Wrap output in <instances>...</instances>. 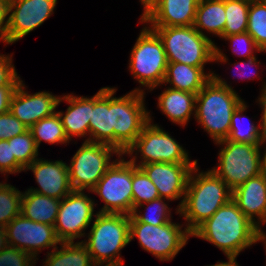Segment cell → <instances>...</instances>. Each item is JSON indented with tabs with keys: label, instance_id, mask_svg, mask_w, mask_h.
Listing matches in <instances>:
<instances>
[{
	"label": "cell",
	"instance_id": "obj_29",
	"mask_svg": "<svg viewBox=\"0 0 266 266\" xmlns=\"http://www.w3.org/2000/svg\"><path fill=\"white\" fill-rule=\"evenodd\" d=\"M29 130L31 131L38 148L43 140L50 144L69 143L57 112L49 117L41 119L30 127Z\"/></svg>",
	"mask_w": 266,
	"mask_h": 266
},
{
	"label": "cell",
	"instance_id": "obj_51",
	"mask_svg": "<svg viewBox=\"0 0 266 266\" xmlns=\"http://www.w3.org/2000/svg\"><path fill=\"white\" fill-rule=\"evenodd\" d=\"M242 1H246V2H249V3H253L255 1H261V0H242Z\"/></svg>",
	"mask_w": 266,
	"mask_h": 266
},
{
	"label": "cell",
	"instance_id": "obj_45",
	"mask_svg": "<svg viewBox=\"0 0 266 266\" xmlns=\"http://www.w3.org/2000/svg\"><path fill=\"white\" fill-rule=\"evenodd\" d=\"M227 258H228V262H220V263L217 262L215 265H211V266H239L236 261V257H227Z\"/></svg>",
	"mask_w": 266,
	"mask_h": 266
},
{
	"label": "cell",
	"instance_id": "obj_42",
	"mask_svg": "<svg viewBox=\"0 0 266 266\" xmlns=\"http://www.w3.org/2000/svg\"><path fill=\"white\" fill-rule=\"evenodd\" d=\"M11 0H0V41L8 26L9 3ZM6 20V21H5Z\"/></svg>",
	"mask_w": 266,
	"mask_h": 266
},
{
	"label": "cell",
	"instance_id": "obj_32",
	"mask_svg": "<svg viewBox=\"0 0 266 266\" xmlns=\"http://www.w3.org/2000/svg\"><path fill=\"white\" fill-rule=\"evenodd\" d=\"M132 194L133 211L138 210V206L143 203L160 198L156 186L146 173L134 164H132Z\"/></svg>",
	"mask_w": 266,
	"mask_h": 266
},
{
	"label": "cell",
	"instance_id": "obj_25",
	"mask_svg": "<svg viewBox=\"0 0 266 266\" xmlns=\"http://www.w3.org/2000/svg\"><path fill=\"white\" fill-rule=\"evenodd\" d=\"M60 203V199L27 190L22 196L21 214L29 220L54 226Z\"/></svg>",
	"mask_w": 266,
	"mask_h": 266
},
{
	"label": "cell",
	"instance_id": "obj_41",
	"mask_svg": "<svg viewBox=\"0 0 266 266\" xmlns=\"http://www.w3.org/2000/svg\"><path fill=\"white\" fill-rule=\"evenodd\" d=\"M18 86L0 87V114L10 111V101Z\"/></svg>",
	"mask_w": 266,
	"mask_h": 266
},
{
	"label": "cell",
	"instance_id": "obj_28",
	"mask_svg": "<svg viewBox=\"0 0 266 266\" xmlns=\"http://www.w3.org/2000/svg\"><path fill=\"white\" fill-rule=\"evenodd\" d=\"M247 109L245 101H243L232 115L231 125L228 140L236 143H251V144H264L265 135L263 133L261 124H253L248 121L247 127L243 128L240 124L243 112ZM244 119V118H243ZM242 123V122H241ZM242 126V127H241ZM241 127V128H240Z\"/></svg>",
	"mask_w": 266,
	"mask_h": 266
},
{
	"label": "cell",
	"instance_id": "obj_18",
	"mask_svg": "<svg viewBox=\"0 0 266 266\" xmlns=\"http://www.w3.org/2000/svg\"><path fill=\"white\" fill-rule=\"evenodd\" d=\"M199 0H155L142 14L150 27L192 26Z\"/></svg>",
	"mask_w": 266,
	"mask_h": 266
},
{
	"label": "cell",
	"instance_id": "obj_23",
	"mask_svg": "<svg viewBox=\"0 0 266 266\" xmlns=\"http://www.w3.org/2000/svg\"><path fill=\"white\" fill-rule=\"evenodd\" d=\"M213 72L205 74L204 67H193L179 62H168L163 83L173 89L197 94L212 78Z\"/></svg>",
	"mask_w": 266,
	"mask_h": 266
},
{
	"label": "cell",
	"instance_id": "obj_14",
	"mask_svg": "<svg viewBox=\"0 0 266 266\" xmlns=\"http://www.w3.org/2000/svg\"><path fill=\"white\" fill-rule=\"evenodd\" d=\"M56 4L57 0H11L8 26L1 40L7 44L20 40L42 25L52 15Z\"/></svg>",
	"mask_w": 266,
	"mask_h": 266
},
{
	"label": "cell",
	"instance_id": "obj_16",
	"mask_svg": "<svg viewBox=\"0 0 266 266\" xmlns=\"http://www.w3.org/2000/svg\"><path fill=\"white\" fill-rule=\"evenodd\" d=\"M196 164L156 162L142 165L140 168L156 186L160 198H163L164 201L165 199L176 200L183 196L176 209L179 213L185 198L190 173Z\"/></svg>",
	"mask_w": 266,
	"mask_h": 266
},
{
	"label": "cell",
	"instance_id": "obj_50",
	"mask_svg": "<svg viewBox=\"0 0 266 266\" xmlns=\"http://www.w3.org/2000/svg\"><path fill=\"white\" fill-rule=\"evenodd\" d=\"M258 241L261 242L263 241L265 243V251H266V234L263 231H261Z\"/></svg>",
	"mask_w": 266,
	"mask_h": 266
},
{
	"label": "cell",
	"instance_id": "obj_24",
	"mask_svg": "<svg viewBox=\"0 0 266 266\" xmlns=\"http://www.w3.org/2000/svg\"><path fill=\"white\" fill-rule=\"evenodd\" d=\"M196 94L168 87L158 97V108L170 121L185 126L195 111Z\"/></svg>",
	"mask_w": 266,
	"mask_h": 266
},
{
	"label": "cell",
	"instance_id": "obj_6",
	"mask_svg": "<svg viewBox=\"0 0 266 266\" xmlns=\"http://www.w3.org/2000/svg\"><path fill=\"white\" fill-rule=\"evenodd\" d=\"M111 88V119L114 128V147L123 155L135 142L143 127L149 122L144 105V90L135 89L122 97H113Z\"/></svg>",
	"mask_w": 266,
	"mask_h": 266
},
{
	"label": "cell",
	"instance_id": "obj_39",
	"mask_svg": "<svg viewBox=\"0 0 266 266\" xmlns=\"http://www.w3.org/2000/svg\"><path fill=\"white\" fill-rule=\"evenodd\" d=\"M23 170L25 171V168L12 155L11 144L8 140H0V172L15 174Z\"/></svg>",
	"mask_w": 266,
	"mask_h": 266
},
{
	"label": "cell",
	"instance_id": "obj_33",
	"mask_svg": "<svg viewBox=\"0 0 266 266\" xmlns=\"http://www.w3.org/2000/svg\"><path fill=\"white\" fill-rule=\"evenodd\" d=\"M247 32L261 51L266 52V2L264 0L250 3Z\"/></svg>",
	"mask_w": 266,
	"mask_h": 266
},
{
	"label": "cell",
	"instance_id": "obj_5",
	"mask_svg": "<svg viewBox=\"0 0 266 266\" xmlns=\"http://www.w3.org/2000/svg\"><path fill=\"white\" fill-rule=\"evenodd\" d=\"M88 240L82 241L94 263L121 261L120 250L130 243V215L97 212Z\"/></svg>",
	"mask_w": 266,
	"mask_h": 266
},
{
	"label": "cell",
	"instance_id": "obj_40",
	"mask_svg": "<svg viewBox=\"0 0 266 266\" xmlns=\"http://www.w3.org/2000/svg\"><path fill=\"white\" fill-rule=\"evenodd\" d=\"M21 82L14 65L12 64L11 55H0V87L1 86H18Z\"/></svg>",
	"mask_w": 266,
	"mask_h": 266
},
{
	"label": "cell",
	"instance_id": "obj_9",
	"mask_svg": "<svg viewBox=\"0 0 266 266\" xmlns=\"http://www.w3.org/2000/svg\"><path fill=\"white\" fill-rule=\"evenodd\" d=\"M182 225L172 221L163 225H152L139 222L130 215V242L137 237L142 249L161 261L172 260L186 245L191 233Z\"/></svg>",
	"mask_w": 266,
	"mask_h": 266
},
{
	"label": "cell",
	"instance_id": "obj_31",
	"mask_svg": "<svg viewBox=\"0 0 266 266\" xmlns=\"http://www.w3.org/2000/svg\"><path fill=\"white\" fill-rule=\"evenodd\" d=\"M23 193L14 186L0 183V228L7 226L12 219L21 214Z\"/></svg>",
	"mask_w": 266,
	"mask_h": 266
},
{
	"label": "cell",
	"instance_id": "obj_7",
	"mask_svg": "<svg viewBox=\"0 0 266 266\" xmlns=\"http://www.w3.org/2000/svg\"><path fill=\"white\" fill-rule=\"evenodd\" d=\"M222 145L218 167L211 169L233 191L250 178L263 173L261 144L236 143L224 139L216 142ZM225 145V146H224Z\"/></svg>",
	"mask_w": 266,
	"mask_h": 266
},
{
	"label": "cell",
	"instance_id": "obj_19",
	"mask_svg": "<svg viewBox=\"0 0 266 266\" xmlns=\"http://www.w3.org/2000/svg\"><path fill=\"white\" fill-rule=\"evenodd\" d=\"M26 170H32L40 187V189H27L29 191L60 200L73 191L70 184L68 165L62 160L50 162L37 158L25 168Z\"/></svg>",
	"mask_w": 266,
	"mask_h": 266
},
{
	"label": "cell",
	"instance_id": "obj_44",
	"mask_svg": "<svg viewBox=\"0 0 266 266\" xmlns=\"http://www.w3.org/2000/svg\"><path fill=\"white\" fill-rule=\"evenodd\" d=\"M257 61H258L257 58H256L255 56H253V57L247 58V61H246V62H248V63H246L245 61H243V62L240 61V62H239L238 64H236L235 66H236L237 68H239L238 70H242V68H243L242 65L248 67V65H249V66H253V65L256 66L257 63H258V64H261L260 62H257ZM240 72H241V71H240ZM243 73H244V74H242V77L245 76L243 79L247 78L248 76L246 77V72H245V70L243 71ZM240 74H241V73H240ZM247 74H248V73H247ZM254 75H255V74H254ZM250 76H251V75H250ZM250 76L248 77L249 80H250V78L252 77V76H251V77H250Z\"/></svg>",
	"mask_w": 266,
	"mask_h": 266
},
{
	"label": "cell",
	"instance_id": "obj_11",
	"mask_svg": "<svg viewBox=\"0 0 266 266\" xmlns=\"http://www.w3.org/2000/svg\"><path fill=\"white\" fill-rule=\"evenodd\" d=\"M151 119L149 116V122L143 127L135 142L123 154L132 156L134 152L141 153V162L137 164L136 156H132L130 159L132 164L140 167L156 162L197 163V160L190 161L188 152L168 132H165L157 124H151Z\"/></svg>",
	"mask_w": 266,
	"mask_h": 266
},
{
	"label": "cell",
	"instance_id": "obj_35",
	"mask_svg": "<svg viewBox=\"0 0 266 266\" xmlns=\"http://www.w3.org/2000/svg\"><path fill=\"white\" fill-rule=\"evenodd\" d=\"M144 204H148L144 214H141V210H134L132 215L141 223H148L152 225H163L171 220V212L168 205L163 201V198H158L150 202L143 203L139 207H144Z\"/></svg>",
	"mask_w": 266,
	"mask_h": 266
},
{
	"label": "cell",
	"instance_id": "obj_48",
	"mask_svg": "<svg viewBox=\"0 0 266 266\" xmlns=\"http://www.w3.org/2000/svg\"><path fill=\"white\" fill-rule=\"evenodd\" d=\"M266 142V138L264 143ZM265 153L263 154L264 157H262V167H263V174L266 176V149H264Z\"/></svg>",
	"mask_w": 266,
	"mask_h": 266
},
{
	"label": "cell",
	"instance_id": "obj_34",
	"mask_svg": "<svg viewBox=\"0 0 266 266\" xmlns=\"http://www.w3.org/2000/svg\"><path fill=\"white\" fill-rule=\"evenodd\" d=\"M8 143L11 144L12 155L24 168L37 159L38 147L29 129L10 138Z\"/></svg>",
	"mask_w": 266,
	"mask_h": 266
},
{
	"label": "cell",
	"instance_id": "obj_4",
	"mask_svg": "<svg viewBox=\"0 0 266 266\" xmlns=\"http://www.w3.org/2000/svg\"><path fill=\"white\" fill-rule=\"evenodd\" d=\"M163 42L168 62L204 67L207 62H227V57L194 26L151 27Z\"/></svg>",
	"mask_w": 266,
	"mask_h": 266
},
{
	"label": "cell",
	"instance_id": "obj_43",
	"mask_svg": "<svg viewBox=\"0 0 266 266\" xmlns=\"http://www.w3.org/2000/svg\"><path fill=\"white\" fill-rule=\"evenodd\" d=\"M262 90V94L261 96L258 98V102L259 104L261 105L262 107V118L260 121H262L261 126H262V130H263V133L266 137V83L264 82V85H263V89Z\"/></svg>",
	"mask_w": 266,
	"mask_h": 266
},
{
	"label": "cell",
	"instance_id": "obj_8",
	"mask_svg": "<svg viewBox=\"0 0 266 266\" xmlns=\"http://www.w3.org/2000/svg\"><path fill=\"white\" fill-rule=\"evenodd\" d=\"M129 71L152 91L163 84L168 65L163 42L150 27H144L131 51Z\"/></svg>",
	"mask_w": 266,
	"mask_h": 266
},
{
	"label": "cell",
	"instance_id": "obj_49",
	"mask_svg": "<svg viewBox=\"0 0 266 266\" xmlns=\"http://www.w3.org/2000/svg\"><path fill=\"white\" fill-rule=\"evenodd\" d=\"M144 6V11L155 1V0H140Z\"/></svg>",
	"mask_w": 266,
	"mask_h": 266
},
{
	"label": "cell",
	"instance_id": "obj_12",
	"mask_svg": "<svg viewBox=\"0 0 266 266\" xmlns=\"http://www.w3.org/2000/svg\"><path fill=\"white\" fill-rule=\"evenodd\" d=\"M114 160L104 176L90 191L100 196L105 202L100 213H133L132 163L130 160Z\"/></svg>",
	"mask_w": 266,
	"mask_h": 266
},
{
	"label": "cell",
	"instance_id": "obj_20",
	"mask_svg": "<svg viewBox=\"0 0 266 266\" xmlns=\"http://www.w3.org/2000/svg\"><path fill=\"white\" fill-rule=\"evenodd\" d=\"M232 200L261 230V223H266V176L261 173L235 188L232 191Z\"/></svg>",
	"mask_w": 266,
	"mask_h": 266
},
{
	"label": "cell",
	"instance_id": "obj_30",
	"mask_svg": "<svg viewBox=\"0 0 266 266\" xmlns=\"http://www.w3.org/2000/svg\"><path fill=\"white\" fill-rule=\"evenodd\" d=\"M250 3L242 0H224L226 22L222 38L247 31Z\"/></svg>",
	"mask_w": 266,
	"mask_h": 266
},
{
	"label": "cell",
	"instance_id": "obj_15",
	"mask_svg": "<svg viewBox=\"0 0 266 266\" xmlns=\"http://www.w3.org/2000/svg\"><path fill=\"white\" fill-rule=\"evenodd\" d=\"M8 246L28 252L34 259L43 248L55 249L61 241L54 226L35 222L18 215L4 227Z\"/></svg>",
	"mask_w": 266,
	"mask_h": 266
},
{
	"label": "cell",
	"instance_id": "obj_37",
	"mask_svg": "<svg viewBox=\"0 0 266 266\" xmlns=\"http://www.w3.org/2000/svg\"><path fill=\"white\" fill-rule=\"evenodd\" d=\"M28 129L10 111L0 114V140H9L26 132Z\"/></svg>",
	"mask_w": 266,
	"mask_h": 266
},
{
	"label": "cell",
	"instance_id": "obj_36",
	"mask_svg": "<svg viewBox=\"0 0 266 266\" xmlns=\"http://www.w3.org/2000/svg\"><path fill=\"white\" fill-rule=\"evenodd\" d=\"M34 260V261H33ZM36 263L28 252L8 246L0 252V266H33Z\"/></svg>",
	"mask_w": 266,
	"mask_h": 266
},
{
	"label": "cell",
	"instance_id": "obj_10",
	"mask_svg": "<svg viewBox=\"0 0 266 266\" xmlns=\"http://www.w3.org/2000/svg\"><path fill=\"white\" fill-rule=\"evenodd\" d=\"M122 155L114 146L85 141L68 166L70 184L74 191H91L113 164L112 154Z\"/></svg>",
	"mask_w": 266,
	"mask_h": 266
},
{
	"label": "cell",
	"instance_id": "obj_3",
	"mask_svg": "<svg viewBox=\"0 0 266 266\" xmlns=\"http://www.w3.org/2000/svg\"><path fill=\"white\" fill-rule=\"evenodd\" d=\"M197 166L190 173L185 198L179 209L190 233L232 199V190L222 179L212 170L198 174Z\"/></svg>",
	"mask_w": 266,
	"mask_h": 266
},
{
	"label": "cell",
	"instance_id": "obj_26",
	"mask_svg": "<svg viewBox=\"0 0 266 266\" xmlns=\"http://www.w3.org/2000/svg\"><path fill=\"white\" fill-rule=\"evenodd\" d=\"M225 22L224 0H199L193 26L201 35L204 29L222 38Z\"/></svg>",
	"mask_w": 266,
	"mask_h": 266
},
{
	"label": "cell",
	"instance_id": "obj_17",
	"mask_svg": "<svg viewBox=\"0 0 266 266\" xmlns=\"http://www.w3.org/2000/svg\"><path fill=\"white\" fill-rule=\"evenodd\" d=\"M23 81L16 88L11 101L10 112L17 117L26 127L30 128L43 118L55 114V109L60 104L61 96H55L45 91L28 94Z\"/></svg>",
	"mask_w": 266,
	"mask_h": 266
},
{
	"label": "cell",
	"instance_id": "obj_2",
	"mask_svg": "<svg viewBox=\"0 0 266 266\" xmlns=\"http://www.w3.org/2000/svg\"><path fill=\"white\" fill-rule=\"evenodd\" d=\"M216 74L196 94L194 117L213 141L227 139L232 115L243 100Z\"/></svg>",
	"mask_w": 266,
	"mask_h": 266
},
{
	"label": "cell",
	"instance_id": "obj_38",
	"mask_svg": "<svg viewBox=\"0 0 266 266\" xmlns=\"http://www.w3.org/2000/svg\"><path fill=\"white\" fill-rule=\"evenodd\" d=\"M223 39L230 41L232 46L234 45L233 46L234 49L232 48V50L235 54L237 52V54L239 56L246 57V59L255 56V55H253L254 50L256 52H264V51H261V49L256 45L254 39L252 38V36L247 31L240 33V34H231L228 36H224ZM236 44L237 45L243 44L246 47L242 50V49H239L240 46H238V48L235 47ZM242 46H241V48H242ZM238 49L241 51H239Z\"/></svg>",
	"mask_w": 266,
	"mask_h": 266
},
{
	"label": "cell",
	"instance_id": "obj_22",
	"mask_svg": "<svg viewBox=\"0 0 266 266\" xmlns=\"http://www.w3.org/2000/svg\"><path fill=\"white\" fill-rule=\"evenodd\" d=\"M65 100L69 103L66 113L58 111V115L63 124L64 132L69 141L71 137H84L89 134V122L91 110H93V97L64 95L60 101Z\"/></svg>",
	"mask_w": 266,
	"mask_h": 266
},
{
	"label": "cell",
	"instance_id": "obj_13",
	"mask_svg": "<svg viewBox=\"0 0 266 266\" xmlns=\"http://www.w3.org/2000/svg\"><path fill=\"white\" fill-rule=\"evenodd\" d=\"M94 205L95 201L84 191L73 190L61 199L54 225L56 235L61 242H74V239L84 236V230L91 224L93 216H96Z\"/></svg>",
	"mask_w": 266,
	"mask_h": 266
},
{
	"label": "cell",
	"instance_id": "obj_47",
	"mask_svg": "<svg viewBox=\"0 0 266 266\" xmlns=\"http://www.w3.org/2000/svg\"><path fill=\"white\" fill-rule=\"evenodd\" d=\"M123 260L121 261H116V262H107V264L104 265V262L103 263H96L94 266H124L123 265Z\"/></svg>",
	"mask_w": 266,
	"mask_h": 266
},
{
	"label": "cell",
	"instance_id": "obj_46",
	"mask_svg": "<svg viewBox=\"0 0 266 266\" xmlns=\"http://www.w3.org/2000/svg\"><path fill=\"white\" fill-rule=\"evenodd\" d=\"M7 239L5 230L3 228H0V252L3 251L7 247Z\"/></svg>",
	"mask_w": 266,
	"mask_h": 266
},
{
	"label": "cell",
	"instance_id": "obj_1",
	"mask_svg": "<svg viewBox=\"0 0 266 266\" xmlns=\"http://www.w3.org/2000/svg\"><path fill=\"white\" fill-rule=\"evenodd\" d=\"M261 231L231 199L200 224L191 236L209 241L226 257H237L243 249L259 242Z\"/></svg>",
	"mask_w": 266,
	"mask_h": 266
},
{
	"label": "cell",
	"instance_id": "obj_27",
	"mask_svg": "<svg viewBox=\"0 0 266 266\" xmlns=\"http://www.w3.org/2000/svg\"><path fill=\"white\" fill-rule=\"evenodd\" d=\"M60 248L56 247L48 252L44 266H94L95 263L87 246L81 242H61Z\"/></svg>",
	"mask_w": 266,
	"mask_h": 266
},
{
	"label": "cell",
	"instance_id": "obj_21",
	"mask_svg": "<svg viewBox=\"0 0 266 266\" xmlns=\"http://www.w3.org/2000/svg\"><path fill=\"white\" fill-rule=\"evenodd\" d=\"M89 122V138L85 141L114 146V128L111 119V88H101L93 96V110Z\"/></svg>",
	"mask_w": 266,
	"mask_h": 266
}]
</instances>
